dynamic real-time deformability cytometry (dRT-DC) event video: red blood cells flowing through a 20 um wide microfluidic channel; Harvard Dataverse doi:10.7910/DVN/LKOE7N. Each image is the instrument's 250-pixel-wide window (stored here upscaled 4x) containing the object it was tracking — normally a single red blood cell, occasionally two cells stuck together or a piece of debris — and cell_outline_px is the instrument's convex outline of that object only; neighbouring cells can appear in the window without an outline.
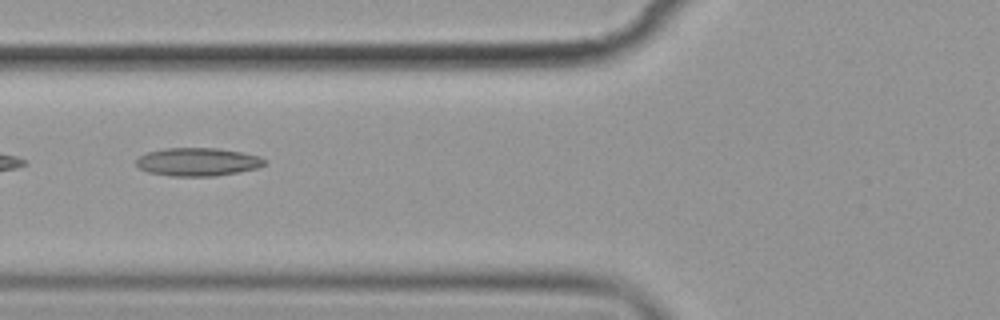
{"species": "common noctule bat (a hibernating species)", "species_latin": "Nyctalus noctula", "temperature_condition": "cold", "stored_images_in_passage": 8, "camera_frame_rate_fps": 3000, "um_per_image_px": 0.085, "animal": {"sex": "female", "body_mass_g": 19.9}, "frame": {"image": 1, "passage_image": 3, "time_ms": 2.333, "image_size_px": [1000, 320], "cell_outline_px": [[268, 160], [264, 164], [256, 168], [236, 172], [212, 176], [172, 176], [148, 172], [140, 168], [136, 164], [136, 160], [140, 156], [148, 152], [164, 148], [216, 148], [240, 152], [260, 156]], "centroid_in_image_um": [16.8, 13.75], "position_along_channel_um": 109.0, "area_um2": 20.87}}
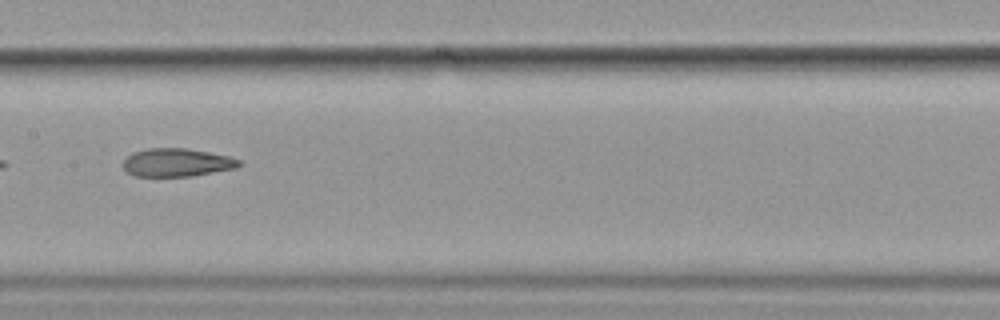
{"frame": {"image": 2, "passage_image": 5, "time_ms": 4.667, "image_size_px": [1000, 320], "cell_outline_px": [[240, 164], [236, 168], [192, 176], [136, 176], [128, 172], [120, 164], [132, 152], [148, 148], [188, 148], [228, 156], [240, 160]], "centroid_in_image_um": [15.0, 13.81], "position_along_channel_um": 192.4, "area_um2": 19.02}}
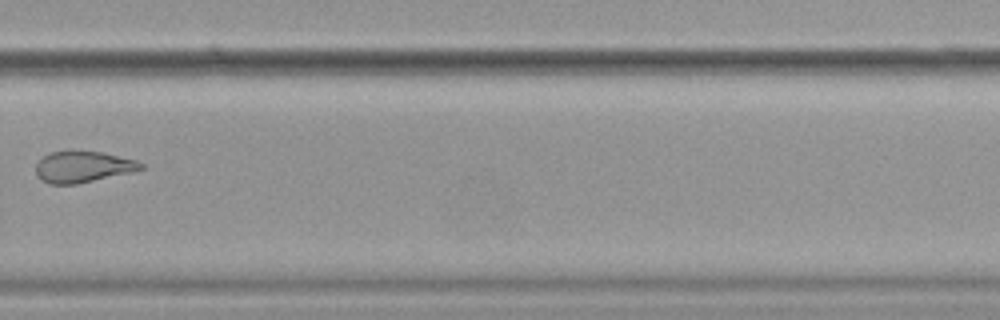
{"frame": {"image": 3, "passage_image": 8, "time_ms": 8.333, "image_size_px": [1000, 320], "cell_outline_px": [[144, 168], [136, 172], [76, 184], [48, 184], [40, 180], [36, 172], [36, 164], [44, 156], [52, 152], [104, 152], [136, 160], [144, 164]], "centroid_in_image_um": [7.1, 14.2], "position_along_channel_um": 322.7, "area_um2": 19.13}}